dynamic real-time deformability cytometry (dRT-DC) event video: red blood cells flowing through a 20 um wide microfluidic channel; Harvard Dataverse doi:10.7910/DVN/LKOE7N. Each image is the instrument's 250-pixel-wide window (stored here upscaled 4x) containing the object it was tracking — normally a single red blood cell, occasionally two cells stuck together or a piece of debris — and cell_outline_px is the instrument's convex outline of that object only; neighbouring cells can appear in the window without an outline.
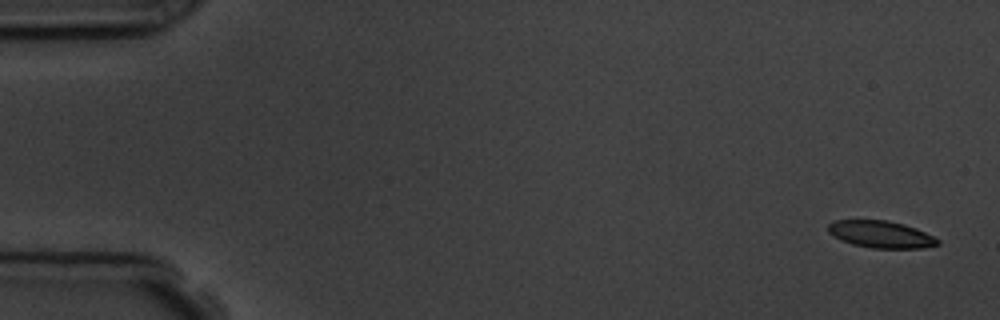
{"species": "common noctule bat (a hibernating species)", "species_latin": "Nyctalus noctula", "temperature_condition": "room temperature", "stored_images_in_passage": 5, "camera_frame_rate_fps": 3000, "um_per_image_px": 0.085, "animal": {"sex": "male", "body_mass_g": 19.5, "forearm_length_mm": 54.6}, "frame": {"image": 1, "passage_image": 1, "time_ms": 0.0, "image_size_px": [1000, 320], "cell_outline_px": [[940, 244], [920, 248], [872, 248], [852, 244], [840, 240], [828, 232], [828, 224], [836, 220], [888, 220], [904, 224], [916, 228], [940, 240]], "centroid_in_image_um": [74.86, 19.91], "position_along_channel_um": 10.1, "area_um2": 17.22}}
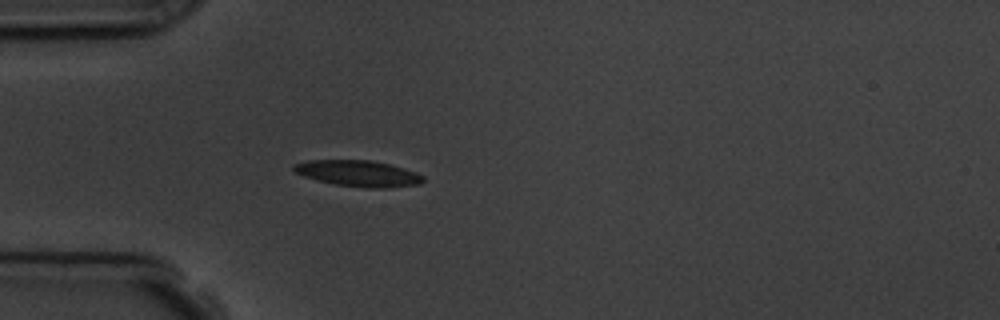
{"frame": {"image": 2, "passage_image": 5, "time_ms": 4.667, "image_size_px": [1000, 320], "cell_outline_px": [[424, 180], [420, 184], [384, 188], [368, 188], [336, 184], [316, 180], [304, 176], [296, 172], [292, 168], [296, 164], [308, 160], [368, 160], [392, 164], [416, 172], [424, 176]], "centroid_in_image_um": [30.49, 14.74], "position_along_channel_um": 54.5, "area_um2": 19.59}}